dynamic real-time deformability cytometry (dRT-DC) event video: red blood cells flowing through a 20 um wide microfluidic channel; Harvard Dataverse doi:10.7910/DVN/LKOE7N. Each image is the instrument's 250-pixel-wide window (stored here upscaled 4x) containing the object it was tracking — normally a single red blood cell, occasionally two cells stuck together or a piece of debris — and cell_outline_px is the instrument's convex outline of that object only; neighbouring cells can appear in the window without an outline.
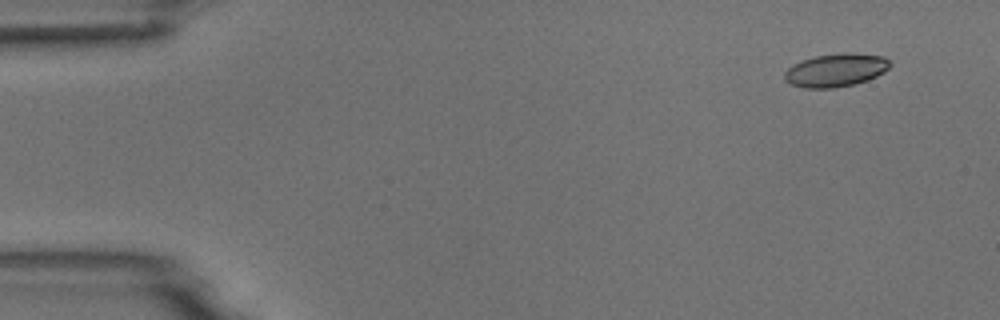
{"species": "common noctule bat (a hibernating species)", "species_latin": "Nyctalus noctula", "temperature_condition": "room temperature", "stored_images_in_passage": 6, "camera_frame_rate_fps": 3000, "um_per_image_px": 0.085, "animal": {"sex": "male", "body_mass_g": 18.8}, "frame": {"image": 1, "passage_image": 1, "time_ms": 0.0, "image_size_px": [1000, 320], "cell_outline_px": [[892, 64], [884, 72], [868, 80], [856, 84], [832, 88], [804, 88], [792, 84], [784, 80], [784, 72], [792, 64], [800, 60], [816, 56], [840, 52], [852, 52], [884, 56]], "centroid_in_image_um": [71.04, 5.95], "position_along_channel_um": 14.0, "area_um2": 20.69}}
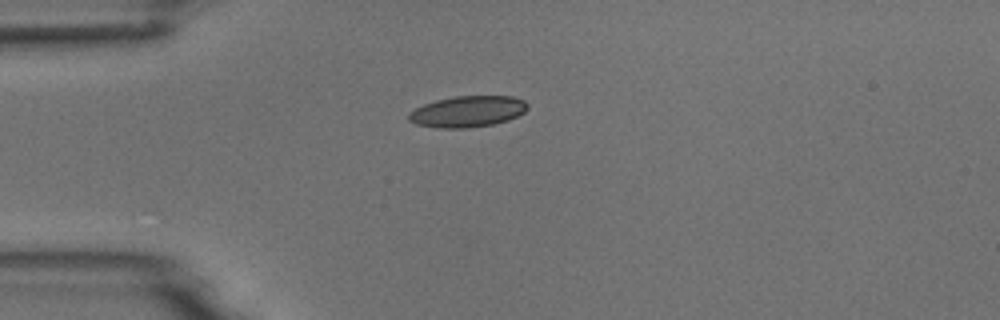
{"frame": {"image": 2, "passage_image": 4, "time_ms": 3.333, "image_size_px": [1000, 320], "cell_outline_px": [[528, 108], [524, 112], [508, 120], [492, 124], [464, 128], [440, 128], [416, 124], [408, 120], [408, 112], [424, 104], [436, 100], [456, 96], [512, 96], [524, 100], [528, 104]], "centroid_in_image_um": [39.74, 9.47], "position_along_channel_um": 45.3, "area_um2": 21.5}}
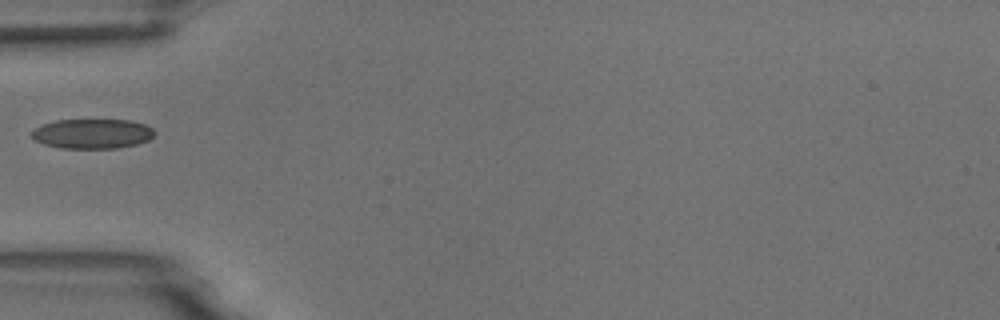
{"frame": {"image": 3, "passage_image": 5, "time_ms": 4.667, "image_size_px": [1000, 320], "cell_outline_px": [[156, 132], [148, 140], [136, 144], [116, 148], [60, 148], [44, 144], [36, 140], [32, 136], [32, 132], [36, 128], [44, 124], [56, 120], [132, 120], [144, 124], [152, 128]], "centroid_in_image_um": [7.87, 11.36], "position_along_channel_um": 77.1, "area_um2": 21.1}}